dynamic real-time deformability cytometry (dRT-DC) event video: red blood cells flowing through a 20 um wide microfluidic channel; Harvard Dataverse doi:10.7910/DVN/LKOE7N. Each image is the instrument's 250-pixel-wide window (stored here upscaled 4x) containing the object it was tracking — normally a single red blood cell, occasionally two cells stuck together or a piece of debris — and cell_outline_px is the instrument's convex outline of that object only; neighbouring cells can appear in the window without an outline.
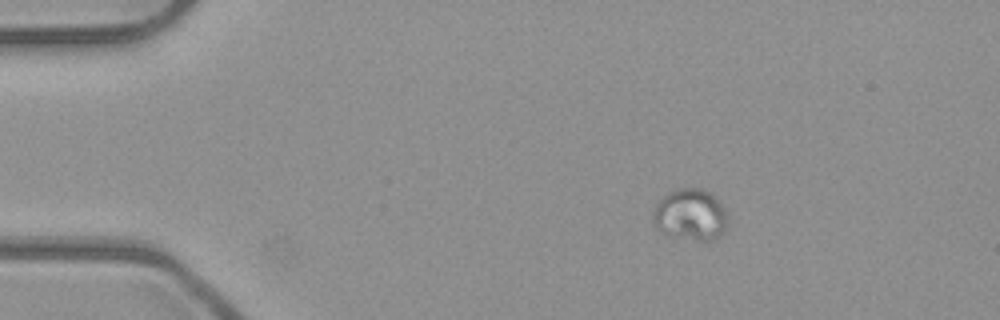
{"species": "common noctule bat (a hibernating species)", "species_latin": "Nyctalus noctula", "temperature_condition": "room temperature", "stored_images_in_passage": 2, "camera_frame_rate_fps": 3000, "um_per_image_px": 0.085, "animal": {"sex": "male", "body_mass_g": 23.1, "forearm_length_mm": 52.7}, "frame": {"image": 1, "passage_image": 1, "time_ms": 0.0, "image_size_px": [1000, 320], "cell_outline_px": [[728, 220], [724, 232], [716, 240], [700, 240], [664, 232], [656, 228], [652, 220], [652, 212], [656, 204], [668, 192], [676, 188], [704, 188], [712, 192], [724, 208], [728, 216]], "centroid_in_image_um": [58.72, 18.21], "position_along_channel_um": 26.3, "area_um2": 22.43}}